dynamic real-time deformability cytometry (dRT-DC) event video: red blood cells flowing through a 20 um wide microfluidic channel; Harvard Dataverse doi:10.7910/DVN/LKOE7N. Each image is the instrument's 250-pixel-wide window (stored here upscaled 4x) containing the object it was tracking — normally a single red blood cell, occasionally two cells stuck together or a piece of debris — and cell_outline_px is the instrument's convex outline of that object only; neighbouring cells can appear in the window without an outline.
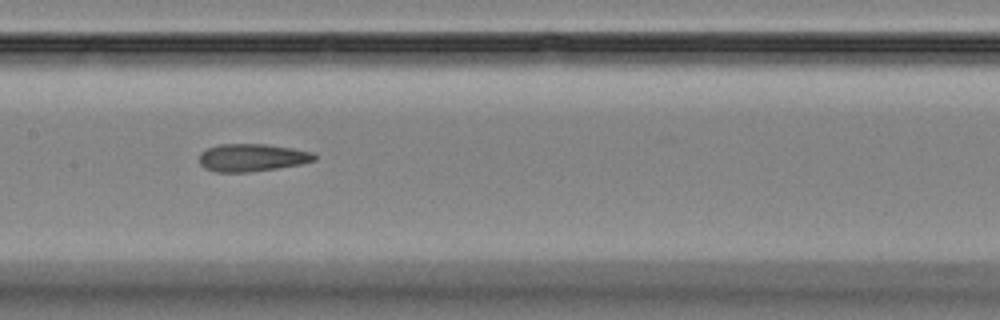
{"species": "Egyptian fruit bat (a non-hibernating species)", "species_latin": "Rousettus aegyptiacus", "temperature_condition": "room temperature", "stored_images_in_passage": 12, "camera_frame_rate_fps": 3000, "um_per_image_px": 0.085, "animal": {"sex": "female"}, "frame": {"image": 1, "passage_image": 6, "time_ms": 6.333, "image_size_px": [1000, 320], "cell_outline_px": [[316, 160], [300, 164], [276, 168], [248, 172], [216, 172], [204, 168], [200, 164], [200, 152], [208, 148], [220, 144], [264, 144], [292, 148], [312, 152], [316, 156]], "centroid_in_image_um": [21.4, 13.39], "position_along_channel_um": 186.0, "area_um2": 18.44}}
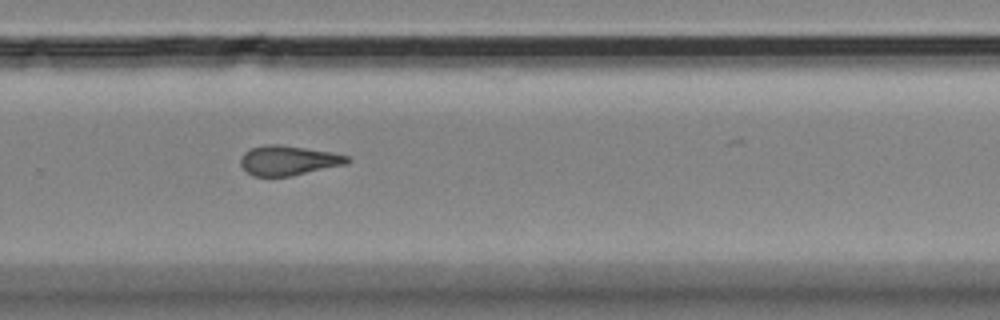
{"frame": {"image": 2, "passage_image": 9, "time_ms": 9.667, "image_size_px": [1000, 320], "cell_outline_px": [[352, 160], [348, 164], [292, 176], [252, 176], [240, 164], [240, 160], [244, 152], [252, 148], [264, 144], [280, 144], [332, 152], [348, 156]], "centroid_in_image_um": [24.55, 13.64], "position_along_channel_um": 305.3, "area_um2": 18.61}}
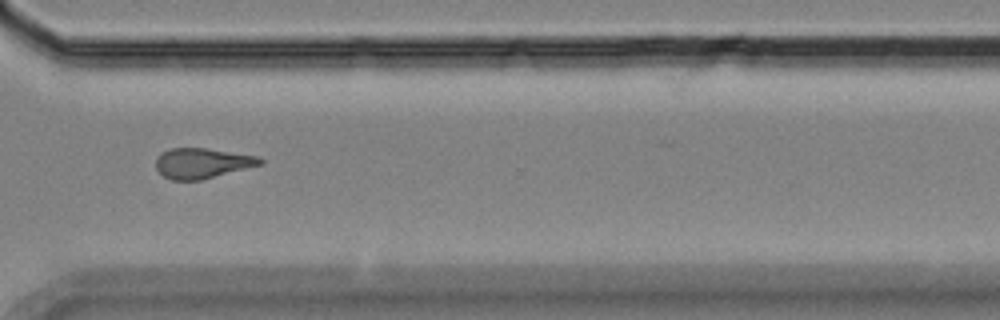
{"frame": {"image": 3, "passage_image": 10, "time_ms": 11.0, "image_size_px": [1000, 320], "cell_outline_px": [[264, 164], [200, 180], [172, 180], [164, 176], [156, 168], [156, 156], [172, 148], [204, 148], [260, 156], [264, 160]], "centroid_in_image_um": [17.22, 13.87], "position_along_channel_um": 353.4, "area_um2": 18.32}, "authors_computed_cell_mechanics": {"area_um2": 18.6405, "velocity_mm_per_s": 3.5943, "shape_relaxation_time_tau1_ms": null, "shape_relaxation_time_tau2_ms": 2.0644, "deformation_change_tau1": null, "deformation_change_tau2": 0.0972}}